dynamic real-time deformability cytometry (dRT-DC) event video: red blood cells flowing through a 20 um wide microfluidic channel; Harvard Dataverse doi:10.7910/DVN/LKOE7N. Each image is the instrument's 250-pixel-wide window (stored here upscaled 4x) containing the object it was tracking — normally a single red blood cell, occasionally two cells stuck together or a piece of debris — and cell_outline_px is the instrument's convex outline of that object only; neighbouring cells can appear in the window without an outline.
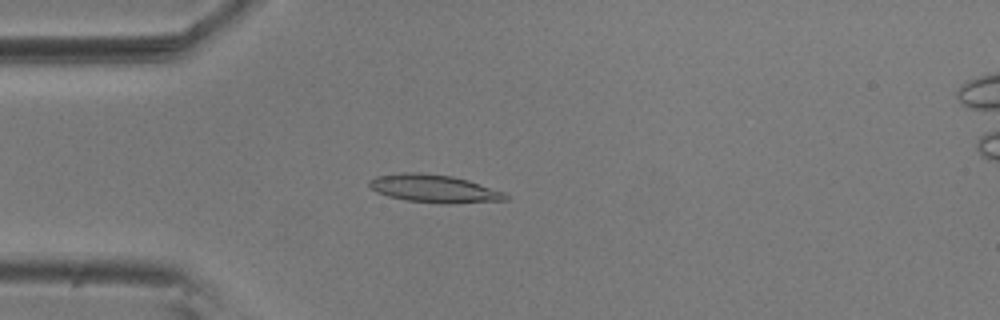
{"species": "common noctule bat (a hibernating species)", "species_latin": "Nyctalus noctula", "temperature_condition": "room temperature", "stored_images_in_passage": 54, "camera_frame_rate_fps": 3000, "um_per_image_px": 0.085, "animal": {"sex": "male", "body_mass_g": 20.5, "forearm_length_mm": 52.5}, "frame": {"image": 1, "passage_image": 14, "time_ms": 4.333, "image_size_px": [1000, 320], "cell_outline_px": [[508, 200], [444, 204], [408, 200], [388, 196], [376, 192], [368, 184], [368, 180], [376, 176], [400, 172], [420, 172], [452, 176], [468, 180], [504, 192], [508, 196]], "centroid_in_image_um": [36.87, 16.02], "position_along_channel_um": 48.1, "area_um2": 22.14}}
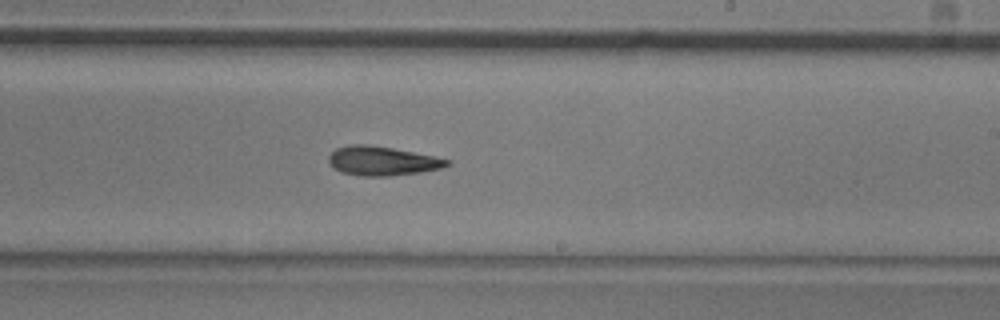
{"frame": {"image": 2, "passage_image": 32, "time_ms": 10.333, "image_size_px": [1000, 320], "cell_outline_px": [[452, 164], [440, 168], [420, 172], [388, 176], [360, 176], [340, 172], [328, 160], [328, 156], [336, 148], [352, 144], [368, 144], [392, 148], [452, 160]], "centroid_in_image_um": [32.49, 13.68], "position_along_channel_um": 256.5, "area_um2": 19.94}}
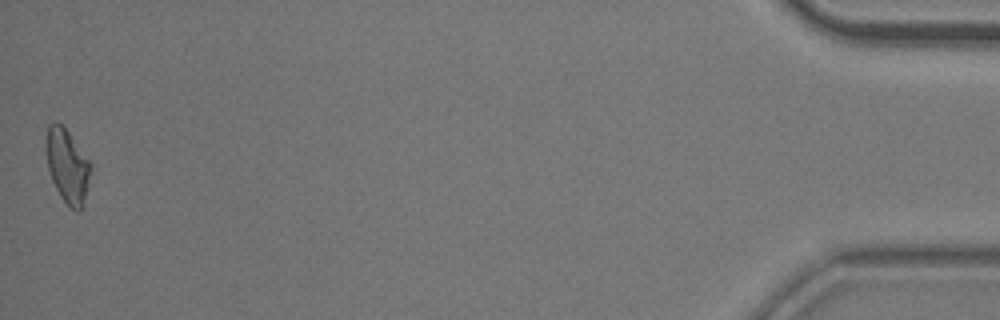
{"frame": {"image": 3, "passage_image": 54, "time_ms": 17.667, "image_size_px": [1000, 320], "cell_outline_px": [[92, 168], [88, 188], [84, 204], [80, 212], [76, 212], [60, 196], [52, 180], [48, 168], [44, 144], [48, 124], [56, 120], [68, 132], [92, 164]], "centroid_in_image_um": [5.72, 14.1], "position_along_channel_um": 429.5, "area_um2": 19.42}, "authors_computed_cell_mechanics": {"area_um2": 19.9121, "velocity_mm_per_s": 3.6742, "shape_relaxation_time_tau1_ms": 6.3505, "shape_relaxation_time_tau2_ms": 5.1623, "deformation_change_tau1": 0.1705, "deformation_change_tau2": 0.1358}}